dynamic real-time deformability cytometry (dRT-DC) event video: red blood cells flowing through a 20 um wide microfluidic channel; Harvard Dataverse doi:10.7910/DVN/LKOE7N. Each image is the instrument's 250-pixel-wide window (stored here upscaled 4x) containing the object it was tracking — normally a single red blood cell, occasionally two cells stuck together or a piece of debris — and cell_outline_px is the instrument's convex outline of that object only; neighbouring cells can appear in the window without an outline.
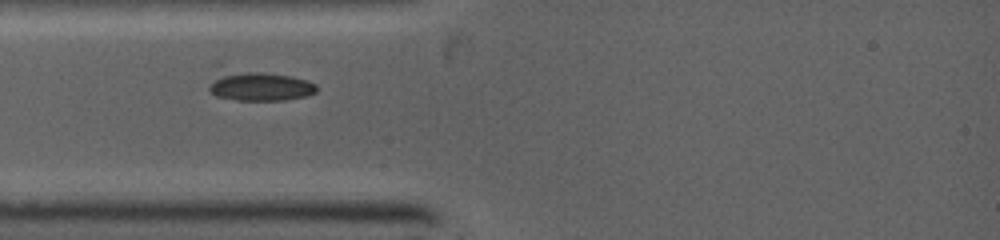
{"species": "common noctule bat (a hibernating species)", "species_latin": "Nyctalus noctula", "temperature_condition": "warm", "stored_images_in_passage": 3, "camera_frame_rate_fps": 5000, "um_per_image_px": 0.085, "animal": {"sex": "female", "body_mass_g": 19.0, "forearm_length_mm": 53.3}, "frame": {"image": 1, "passage_image": 1, "time_ms": 0.0, "image_size_px": [1000, 240], "cell_outline_px": [[316, 92], [304, 96], [284, 100], [236, 100], [216, 96], [208, 88], [224, 72], [264, 72], [292, 76], [308, 80], [316, 84]], "centroid_in_image_um": [22.17, 7.35], "position_along_channel_um": 62.8, "area_um2": 17.69}}